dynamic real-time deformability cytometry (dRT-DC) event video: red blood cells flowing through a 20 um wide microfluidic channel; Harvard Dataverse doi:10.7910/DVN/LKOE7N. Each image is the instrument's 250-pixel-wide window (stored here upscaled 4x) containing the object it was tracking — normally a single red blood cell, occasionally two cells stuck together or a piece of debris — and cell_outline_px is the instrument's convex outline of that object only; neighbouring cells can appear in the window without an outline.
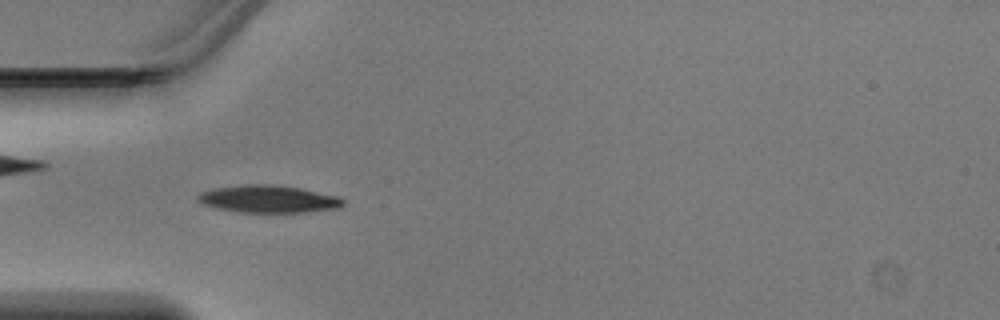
{"species": "Egyptian fruit bat (a non-hibernating species)", "species_latin": "Rousettus aegyptiacus", "temperature_condition": "warm", "stored_images_in_passage": 44, "camera_frame_rate_fps": 3000, "um_per_image_px": 0.085, "animal": {"sex": "male"}, "frame": {"image": 1, "passage_image": 12, "time_ms": 3.667, "image_size_px": [1000, 320], "cell_outline_px": [[344, 204], [340, 208], [304, 212], [240, 212], [216, 208], [204, 204], [196, 200], [196, 196], [200, 192], [212, 188], [244, 184], [272, 184], [300, 188], [336, 196], [344, 200]], "centroid_in_image_um": [22.77, 16.91], "position_along_channel_um": 62.2, "area_um2": 23.24}}
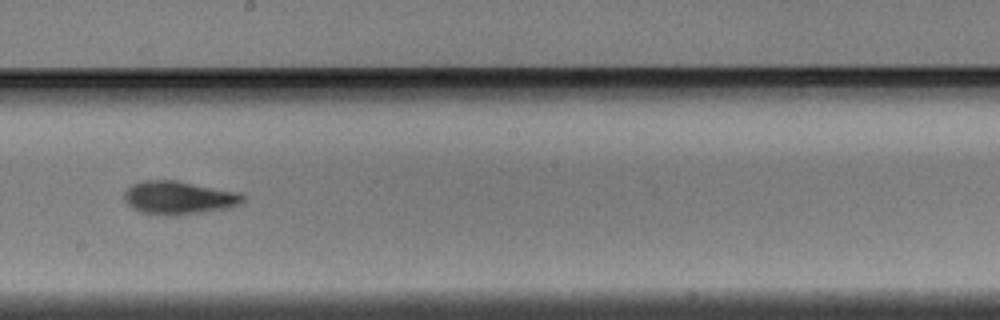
{"frame": {"image": 2, "passage_image": 24, "time_ms": 7.667, "image_size_px": [1000, 320], "cell_outline_px": [[248, 200], [240, 204], [228, 208], [176, 216], [160, 216], [140, 212], [132, 208], [124, 200], [124, 192], [132, 184], [144, 180], [176, 180], [244, 192], [248, 196]], "centroid_in_image_um": [15.28, 16.81], "position_along_channel_um": 232.9, "area_um2": 23.76}}
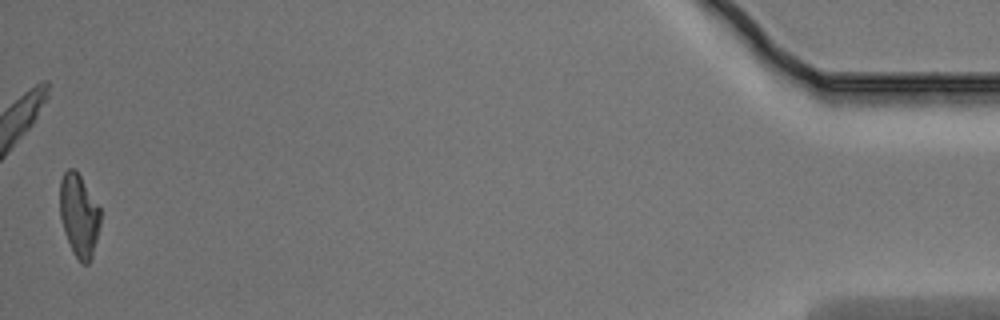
{"frame": {"image": 3, "passage_image": 44, "time_ms": 14.333, "image_size_px": [1000, 320], "cell_outline_px": [[100, 224], [92, 260], [88, 264], [84, 264], [72, 252], [64, 232], [60, 216], [60, 180], [64, 172], [68, 168], [72, 168], [80, 176], [100, 208]], "centroid_in_image_um": [6.71, 18.34], "position_along_channel_um": 428.5, "area_um2": 19.48}}